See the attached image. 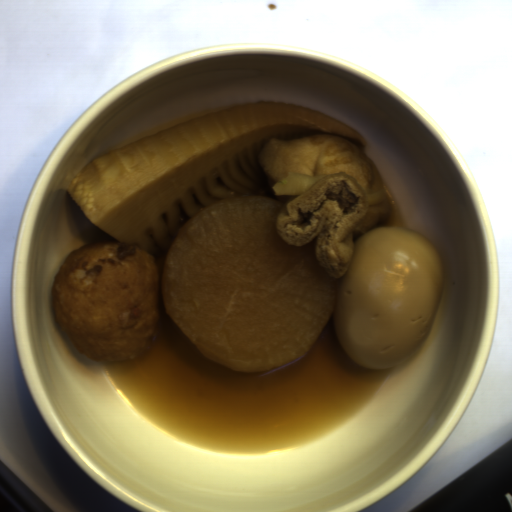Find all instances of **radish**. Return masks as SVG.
I'll list each match as a JSON object with an SVG mask.
<instances>
[{
    "label": "radish",
    "mask_w": 512,
    "mask_h": 512,
    "mask_svg": "<svg viewBox=\"0 0 512 512\" xmlns=\"http://www.w3.org/2000/svg\"><path fill=\"white\" fill-rule=\"evenodd\" d=\"M287 204L229 195L192 215L161 265L168 317L201 355L257 374L306 355L337 302L339 280L315 258L318 235L287 244L276 221Z\"/></svg>",
    "instance_id": "1"
}]
</instances>
